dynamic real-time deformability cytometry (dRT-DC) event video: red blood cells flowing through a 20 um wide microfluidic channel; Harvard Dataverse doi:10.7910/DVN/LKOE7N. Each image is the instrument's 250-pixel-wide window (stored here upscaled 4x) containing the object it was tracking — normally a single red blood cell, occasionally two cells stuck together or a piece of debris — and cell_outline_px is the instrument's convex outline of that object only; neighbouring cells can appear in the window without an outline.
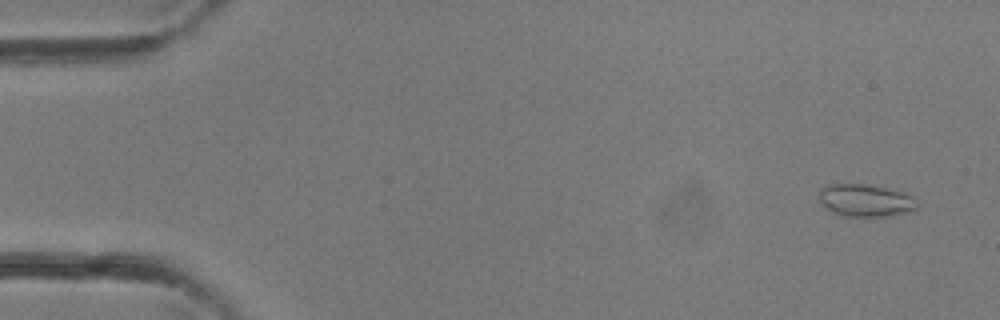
{"species": "common noctule bat (a hibernating species)", "species_latin": "Nyctalus noctula", "temperature_condition": "room temperature", "stored_images_in_passage": 36, "camera_frame_rate_fps": 3000, "um_per_image_px": 0.085, "animal": {"sex": "female"}, "frame": {"image": 1, "passage_image": 2, "time_ms": 0.333, "image_size_px": [1000, 320], "cell_outline_px": [[920, 204], [912, 212], [892, 216], [840, 216], [832, 212], [820, 200], [820, 188], [828, 184], [864, 184], [884, 188], [900, 192], [912, 196]], "centroid_in_image_um": [73.6, 17.05], "position_along_channel_um": 11.4, "area_um2": 18.5}}
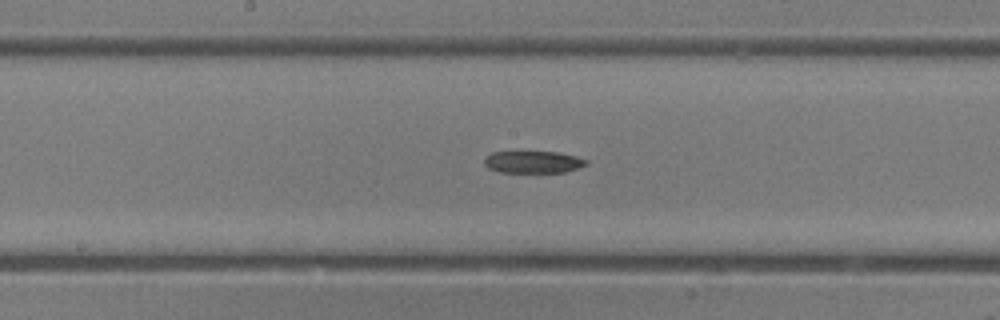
{"frame": {"image": 2, "passage_image": 19, "time_ms": 6.0, "image_size_px": [1000, 320], "cell_outline_px": [[588, 164], [564, 172], [500, 172], [488, 168], [484, 164], [484, 160], [492, 152], [556, 152], [576, 156], [588, 160]], "centroid_in_image_um": [45.32, 13.77], "position_along_channel_um": 202.9, "area_um2": 12.95}}
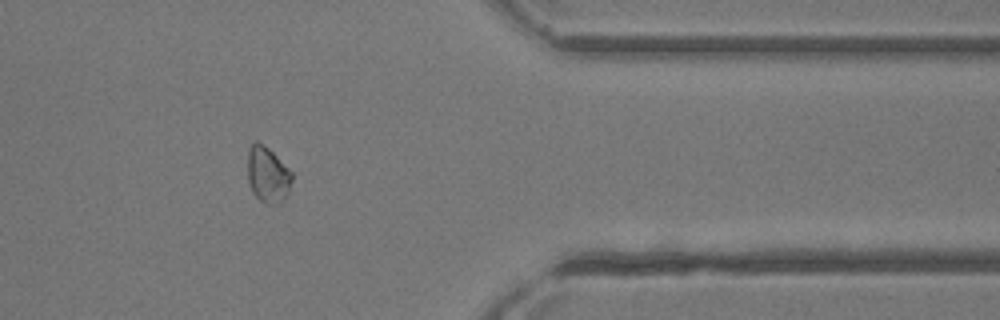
{"frame": {"image": 3, "passage_image": 30, "time_ms": 9.667, "image_size_px": [1000, 320], "cell_outline_px": [[292, 180], [288, 192], [284, 200], [268, 204], [260, 200], [252, 192], [248, 180], [248, 148], [256, 140], [268, 148], [292, 172]], "centroid_in_image_um": [22.74, 14.83], "position_along_channel_um": 388.7, "area_um2": 14.22}}